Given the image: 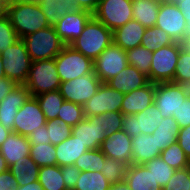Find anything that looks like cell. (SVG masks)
I'll return each instance as SVG.
<instances>
[{
	"instance_id": "6da1fadb",
	"label": "cell",
	"mask_w": 190,
	"mask_h": 190,
	"mask_svg": "<svg viewBox=\"0 0 190 190\" xmlns=\"http://www.w3.org/2000/svg\"><path fill=\"white\" fill-rule=\"evenodd\" d=\"M7 15L19 39L49 27L37 2L8 1Z\"/></svg>"
},
{
	"instance_id": "7a4b0ae2",
	"label": "cell",
	"mask_w": 190,
	"mask_h": 190,
	"mask_svg": "<svg viewBox=\"0 0 190 190\" xmlns=\"http://www.w3.org/2000/svg\"><path fill=\"white\" fill-rule=\"evenodd\" d=\"M113 43V31L92 16L69 46L93 61Z\"/></svg>"
},
{
	"instance_id": "3957f363",
	"label": "cell",
	"mask_w": 190,
	"mask_h": 190,
	"mask_svg": "<svg viewBox=\"0 0 190 190\" xmlns=\"http://www.w3.org/2000/svg\"><path fill=\"white\" fill-rule=\"evenodd\" d=\"M22 40L32 61L54 59L66 46L52 26L27 35Z\"/></svg>"
},
{
	"instance_id": "277c9868",
	"label": "cell",
	"mask_w": 190,
	"mask_h": 190,
	"mask_svg": "<svg viewBox=\"0 0 190 190\" xmlns=\"http://www.w3.org/2000/svg\"><path fill=\"white\" fill-rule=\"evenodd\" d=\"M61 81L57 73L55 59L32 61L24 86L30 96L60 89Z\"/></svg>"
},
{
	"instance_id": "5b68a950",
	"label": "cell",
	"mask_w": 190,
	"mask_h": 190,
	"mask_svg": "<svg viewBox=\"0 0 190 190\" xmlns=\"http://www.w3.org/2000/svg\"><path fill=\"white\" fill-rule=\"evenodd\" d=\"M5 77L15 81L18 85H24L31 68V57L26 44L22 39L0 53Z\"/></svg>"
},
{
	"instance_id": "8992f818",
	"label": "cell",
	"mask_w": 190,
	"mask_h": 190,
	"mask_svg": "<svg viewBox=\"0 0 190 190\" xmlns=\"http://www.w3.org/2000/svg\"><path fill=\"white\" fill-rule=\"evenodd\" d=\"M54 59L61 82H67L94 72L93 60L69 45H66Z\"/></svg>"
},
{
	"instance_id": "52a82bcc",
	"label": "cell",
	"mask_w": 190,
	"mask_h": 190,
	"mask_svg": "<svg viewBox=\"0 0 190 190\" xmlns=\"http://www.w3.org/2000/svg\"><path fill=\"white\" fill-rule=\"evenodd\" d=\"M183 43L174 42L152 52L150 67V82H173L176 66L178 63L180 49Z\"/></svg>"
},
{
	"instance_id": "ba28073f",
	"label": "cell",
	"mask_w": 190,
	"mask_h": 190,
	"mask_svg": "<svg viewBox=\"0 0 190 190\" xmlns=\"http://www.w3.org/2000/svg\"><path fill=\"white\" fill-rule=\"evenodd\" d=\"M93 16L114 31L133 19L132 0H100Z\"/></svg>"
},
{
	"instance_id": "9c48e42d",
	"label": "cell",
	"mask_w": 190,
	"mask_h": 190,
	"mask_svg": "<svg viewBox=\"0 0 190 190\" xmlns=\"http://www.w3.org/2000/svg\"><path fill=\"white\" fill-rule=\"evenodd\" d=\"M189 94V86L173 82L156 83L153 103L160 110L163 118L171 117Z\"/></svg>"
},
{
	"instance_id": "30bf717a",
	"label": "cell",
	"mask_w": 190,
	"mask_h": 190,
	"mask_svg": "<svg viewBox=\"0 0 190 190\" xmlns=\"http://www.w3.org/2000/svg\"><path fill=\"white\" fill-rule=\"evenodd\" d=\"M94 73L106 83L129 65L127 53L114 42L108 46L94 61Z\"/></svg>"
},
{
	"instance_id": "8fae6325",
	"label": "cell",
	"mask_w": 190,
	"mask_h": 190,
	"mask_svg": "<svg viewBox=\"0 0 190 190\" xmlns=\"http://www.w3.org/2000/svg\"><path fill=\"white\" fill-rule=\"evenodd\" d=\"M155 27L161 28L174 42L185 44L186 21L175 2H162Z\"/></svg>"
},
{
	"instance_id": "7c38bea8",
	"label": "cell",
	"mask_w": 190,
	"mask_h": 190,
	"mask_svg": "<svg viewBox=\"0 0 190 190\" xmlns=\"http://www.w3.org/2000/svg\"><path fill=\"white\" fill-rule=\"evenodd\" d=\"M101 80L93 72L67 82H61L59 91L65 101L84 105L99 89Z\"/></svg>"
},
{
	"instance_id": "4fadbf2b",
	"label": "cell",
	"mask_w": 190,
	"mask_h": 190,
	"mask_svg": "<svg viewBox=\"0 0 190 190\" xmlns=\"http://www.w3.org/2000/svg\"><path fill=\"white\" fill-rule=\"evenodd\" d=\"M124 93L102 83L98 91L83 105L85 117L121 111Z\"/></svg>"
},
{
	"instance_id": "5bb4252c",
	"label": "cell",
	"mask_w": 190,
	"mask_h": 190,
	"mask_svg": "<svg viewBox=\"0 0 190 190\" xmlns=\"http://www.w3.org/2000/svg\"><path fill=\"white\" fill-rule=\"evenodd\" d=\"M162 119L160 110L152 103L142 112L124 115L122 130L130 137L138 136L140 133L152 134Z\"/></svg>"
},
{
	"instance_id": "9a60e30c",
	"label": "cell",
	"mask_w": 190,
	"mask_h": 190,
	"mask_svg": "<svg viewBox=\"0 0 190 190\" xmlns=\"http://www.w3.org/2000/svg\"><path fill=\"white\" fill-rule=\"evenodd\" d=\"M46 125L45 115L35 97L30 96L18 110L13 132L28 137L35 129Z\"/></svg>"
},
{
	"instance_id": "2e32d148",
	"label": "cell",
	"mask_w": 190,
	"mask_h": 190,
	"mask_svg": "<svg viewBox=\"0 0 190 190\" xmlns=\"http://www.w3.org/2000/svg\"><path fill=\"white\" fill-rule=\"evenodd\" d=\"M71 134L76 136L89 150L99 149L101 143L107 138L103 125V113L85 117L72 127Z\"/></svg>"
},
{
	"instance_id": "e0dca14e",
	"label": "cell",
	"mask_w": 190,
	"mask_h": 190,
	"mask_svg": "<svg viewBox=\"0 0 190 190\" xmlns=\"http://www.w3.org/2000/svg\"><path fill=\"white\" fill-rule=\"evenodd\" d=\"M131 139L132 137L124 130H120L107 136L99 149L106 157L116 159L130 166L132 164Z\"/></svg>"
},
{
	"instance_id": "ac0fdd59",
	"label": "cell",
	"mask_w": 190,
	"mask_h": 190,
	"mask_svg": "<svg viewBox=\"0 0 190 190\" xmlns=\"http://www.w3.org/2000/svg\"><path fill=\"white\" fill-rule=\"evenodd\" d=\"M93 14L86 10L69 12L54 26L61 40L70 45L83 32V29Z\"/></svg>"
},
{
	"instance_id": "d6986e66",
	"label": "cell",
	"mask_w": 190,
	"mask_h": 190,
	"mask_svg": "<svg viewBox=\"0 0 190 190\" xmlns=\"http://www.w3.org/2000/svg\"><path fill=\"white\" fill-rule=\"evenodd\" d=\"M30 97L24 85H17L0 103V123L13 132L14 119L18 110Z\"/></svg>"
},
{
	"instance_id": "ffe728a7",
	"label": "cell",
	"mask_w": 190,
	"mask_h": 190,
	"mask_svg": "<svg viewBox=\"0 0 190 190\" xmlns=\"http://www.w3.org/2000/svg\"><path fill=\"white\" fill-rule=\"evenodd\" d=\"M154 94L155 83L152 82L130 93H126L121 106L122 114H137L144 111L154 102Z\"/></svg>"
},
{
	"instance_id": "44dd1931",
	"label": "cell",
	"mask_w": 190,
	"mask_h": 190,
	"mask_svg": "<svg viewBox=\"0 0 190 190\" xmlns=\"http://www.w3.org/2000/svg\"><path fill=\"white\" fill-rule=\"evenodd\" d=\"M146 74L140 72L133 66H126L117 75L106 82L107 85L121 93H130L133 90L141 88L149 83Z\"/></svg>"
},
{
	"instance_id": "7402d4cb",
	"label": "cell",
	"mask_w": 190,
	"mask_h": 190,
	"mask_svg": "<svg viewBox=\"0 0 190 190\" xmlns=\"http://www.w3.org/2000/svg\"><path fill=\"white\" fill-rule=\"evenodd\" d=\"M30 143L26 136L11 132L4 143L0 146V154L6 160L8 167L16 161L25 162L29 157Z\"/></svg>"
},
{
	"instance_id": "603a6c76",
	"label": "cell",
	"mask_w": 190,
	"mask_h": 190,
	"mask_svg": "<svg viewBox=\"0 0 190 190\" xmlns=\"http://www.w3.org/2000/svg\"><path fill=\"white\" fill-rule=\"evenodd\" d=\"M131 143L132 164H145L161 154L152 134L140 133L132 137Z\"/></svg>"
},
{
	"instance_id": "cb8c5ba5",
	"label": "cell",
	"mask_w": 190,
	"mask_h": 190,
	"mask_svg": "<svg viewBox=\"0 0 190 190\" xmlns=\"http://www.w3.org/2000/svg\"><path fill=\"white\" fill-rule=\"evenodd\" d=\"M146 28L132 19L113 31V42L127 51L141 45Z\"/></svg>"
},
{
	"instance_id": "d4e9b609",
	"label": "cell",
	"mask_w": 190,
	"mask_h": 190,
	"mask_svg": "<svg viewBox=\"0 0 190 190\" xmlns=\"http://www.w3.org/2000/svg\"><path fill=\"white\" fill-rule=\"evenodd\" d=\"M124 181L131 190H162L152 173L143 164H131Z\"/></svg>"
},
{
	"instance_id": "484cf974",
	"label": "cell",
	"mask_w": 190,
	"mask_h": 190,
	"mask_svg": "<svg viewBox=\"0 0 190 190\" xmlns=\"http://www.w3.org/2000/svg\"><path fill=\"white\" fill-rule=\"evenodd\" d=\"M57 165H74L75 161L85 152L89 151L86 145H83L76 136L71 134L63 142L55 145Z\"/></svg>"
},
{
	"instance_id": "4316f807",
	"label": "cell",
	"mask_w": 190,
	"mask_h": 190,
	"mask_svg": "<svg viewBox=\"0 0 190 190\" xmlns=\"http://www.w3.org/2000/svg\"><path fill=\"white\" fill-rule=\"evenodd\" d=\"M37 3L52 27L69 12L80 10L75 0H39Z\"/></svg>"
},
{
	"instance_id": "83f0119b",
	"label": "cell",
	"mask_w": 190,
	"mask_h": 190,
	"mask_svg": "<svg viewBox=\"0 0 190 190\" xmlns=\"http://www.w3.org/2000/svg\"><path fill=\"white\" fill-rule=\"evenodd\" d=\"M160 3L152 0H132L133 19L143 27H155Z\"/></svg>"
},
{
	"instance_id": "f1b7e54d",
	"label": "cell",
	"mask_w": 190,
	"mask_h": 190,
	"mask_svg": "<svg viewBox=\"0 0 190 190\" xmlns=\"http://www.w3.org/2000/svg\"><path fill=\"white\" fill-rule=\"evenodd\" d=\"M179 129L177 121L172 116L162 119L160 125L152 133L160 151L177 142Z\"/></svg>"
},
{
	"instance_id": "f546056e",
	"label": "cell",
	"mask_w": 190,
	"mask_h": 190,
	"mask_svg": "<svg viewBox=\"0 0 190 190\" xmlns=\"http://www.w3.org/2000/svg\"><path fill=\"white\" fill-rule=\"evenodd\" d=\"M46 121L57 119L64 97L59 90L49 91L35 96Z\"/></svg>"
},
{
	"instance_id": "4dcf8cb0",
	"label": "cell",
	"mask_w": 190,
	"mask_h": 190,
	"mask_svg": "<svg viewBox=\"0 0 190 190\" xmlns=\"http://www.w3.org/2000/svg\"><path fill=\"white\" fill-rule=\"evenodd\" d=\"M39 168L29 156L25 162L16 161L9 167V170L18 180V186H24L38 180Z\"/></svg>"
},
{
	"instance_id": "1f68e13d",
	"label": "cell",
	"mask_w": 190,
	"mask_h": 190,
	"mask_svg": "<svg viewBox=\"0 0 190 190\" xmlns=\"http://www.w3.org/2000/svg\"><path fill=\"white\" fill-rule=\"evenodd\" d=\"M38 181L44 190H66L61 167L58 165L40 167Z\"/></svg>"
},
{
	"instance_id": "d6a6232c",
	"label": "cell",
	"mask_w": 190,
	"mask_h": 190,
	"mask_svg": "<svg viewBox=\"0 0 190 190\" xmlns=\"http://www.w3.org/2000/svg\"><path fill=\"white\" fill-rule=\"evenodd\" d=\"M109 181L97 171H82L74 190H108Z\"/></svg>"
},
{
	"instance_id": "836d02e7",
	"label": "cell",
	"mask_w": 190,
	"mask_h": 190,
	"mask_svg": "<svg viewBox=\"0 0 190 190\" xmlns=\"http://www.w3.org/2000/svg\"><path fill=\"white\" fill-rule=\"evenodd\" d=\"M127 60L130 66L137 68L146 74L150 81V67L152 62V52L143 46H138L127 50Z\"/></svg>"
},
{
	"instance_id": "e575fe53",
	"label": "cell",
	"mask_w": 190,
	"mask_h": 190,
	"mask_svg": "<svg viewBox=\"0 0 190 190\" xmlns=\"http://www.w3.org/2000/svg\"><path fill=\"white\" fill-rule=\"evenodd\" d=\"M29 156L39 167L57 165L55 145L51 143L30 145Z\"/></svg>"
},
{
	"instance_id": "d590c367",
	"label": "cell",
	"mask_w": 190,
	"mask_h": 190,
	"mask_svg": "<svg viewBox=\"0 0 190 190\" xmlns=\"http://www.w3.org/2000/svg\"><path fill=\"white\" fill-rule=\"evenodd\" d=\"M173 43L174 41L161 28L150 27L146 28L144 32L141 46L147 48L151 52H154L155 50H159L160 48Z\"/></svg>"
},
{
	"instance_id": "8d00e7d4",
	"label": "cell",
	"mask_w": 190,
	"mask_h": 190,
	"mask_svg": "<svg viewBox=\"0 0 190 190\" xmlns=\"http://www.w3.org/2000/svg\"><path fill=\"white\" fill-rule=\"evenodd\" d=\"M106 156L100 149L89 150L83 153L74 163L79 171L101 172Z\"/></svg>"
},
{
	"instance_id": "74e56055",
	"label": "cell",
	"mask_w": 190,
	"mask_h": 190,
	"mask_svg": "<svg viewBox=\"0 0 190 190\" xmlns=\"http://www.w3.org/2000/svg\"><path fill=\"white\" fill-rule=\"evenodd\" d=\"M153 175L156 182L162 187H164L168 181L171 179L176 169L169 166L161 156L156 157L149 162L143 164Z\"/></svg>"
},
{
	"instance_id": "f35d334b",
	"label": "cell",
	"mask_w": 190,
	"mask_h": 190,
	"mask_svg": "<svg viewBox=\"0 0 190 190\" xmlns=\"http://www.w3.org/2000/svg\"><path fill=\"white\" fill-rule=\"evenodd\" d=\"M161 158L174 169L190 167V159L185 155L178 142L161 151Z\"/></svg>"
},
{
	"instance_id": "ab89813d",
	"label": "cell",
	"mask_w": 190,
	"mask_h": 190,
	"mask_svg": "<svg viewBox=\"0 0 190 190\" xmlns=\"http://www.w3.org/2000/svg\"><path fill=\"white\" fill-rule=\"evenodd\" d=\"M173 83L190 85V47L186 45L180 49Z\"/></svg>"
},
{
	"instance_id": "60d3db41",
	"label": "cell",
	"mask_w": 190,
	"mask_h": 190,
	"mask_svg": "<svg viewBox=\"0 0 190 190\" xmlns=\"http://www.w3.org/2000/svg\"><path fill=\"white\" fill-rule=\"evenodd\" d=\"M128 167L123 162L106 157L101 172L110 184H115L124 181Z\"/></svg>"
},
{
	"instance_id": "b9f144b4",
	"label": "cell",
	"mask_w": 190,
	"mask_h": 190,
	"mask_svg": "<svg viewBox=\"0 0 190 190\" xmlns=\"http://www.w3.org/2000/svg\"><path fill=\"white\" fill-rule=\"evenodd\" d=\"M85 118L82 105L65 101L62 103L57 116L58 120H62L71 127H74L78 122Z\"/></svg>"
},
{
	"instance_id": "7bdbcfd3",
	"label": "cell",
	"mask_w": 190,
	"mask_h": 190,
	"mask_svg": "<svg viewBox=\"0 0 190 190\" xmlns=\"http://www.w3.org/2000/svg\"><path fill=\"white\" fill-rule=\"evenodd\" d=\"M50 143L57 145L71 136L72 127L62 120L46 121Z\"/></svg>"
},
{
	"instance_id": "ee69618b",
	"label": "cell",
	"mask_w": 190,
	"mask_h": 190,
	"mask_svg": "<svg viewBox=\"0 0 190 190\" xmlns=\"http://www.w3.org/2000/svg\"><path fill=\"white\" fill-rule=\"evenodd\" d=\"M19 40L8 15L0 18V53Z\"/></svg>"
},
{
	"instance_id": "f6af8a7d",
	"label": "cell",
	"mask_w": 190,
	"mask_h": 190,
	"mask_svg": "<svg viewBox=\"0 0 190 190\" xmlns=\"http://www.w3.org/2000/svg\"><path fill=\"white\" fill-rule=\"evenodd\" d=\"M190 167L177 169L162 190H189Z\"/></svg>"
},
{
	"instance_id": "bcb514c9",
	"label": "cell",
	"mask_w": 190,
	"mask_h": 190,
	"mask_svg": "<svg viewBox=\"0 0 190 190\" xmlns=\"http://www.w3.org/2000/svg\"><path fill=\"white\" fill-rule=\"evenodd\" d=\"M123 117L121 111L103 113V125L107 136L122 130Z\"/></svg>"
},
{
	"instance_id": "7dc6e473",
	"label": "cell",
	"mask_w": 190,
	"mask_h": 190,
	"mask_svg": "<svg viewBox=\"0 0 190 190\" xmlns=\"http://www.w3.org/2000/svg\"><path fill=\"white\" fill-rule=\"evenodd\" d=\"M172 117L177 121L179 128H184L190 125V94L181 102L180 107Z\"/></svg>"
},
{
	"instance_id": "c3c4849f",
	"label": "cell",
	"mask_w": 190,
	"mask_h": 190,
	"mask_svg": "<svg viewBox=\"0 0 190 190\" xmlns=\"http://www.w3.org/2000/svg\"><path fill=\"white\" fill-rule=\"evenodd\" d=\"M61 172L63 175V181L66 186V190H74L77 180L80 177L81 171H79L74 165L62 166Z\"/></svg>"
},
{
	"instance_id": "681fc988",
	"label": "cell",
	"mask_w": 190,
	"mask_h": 190,
	"mask_svg": "<svg viewBox=\"0 0 190 190\" xmlns=\"http://www.w3.org/2000/svg\"><path fill=\"white\" fill-rule=\"evenodd\" d=\"M29 143L30 145H38L40 143H50V138L48 135L47 127L46 125H43L41 127H38V129H35L29 136Z\"/></svg>"
},
{
	"instance_id": "f907efd6",
	"label": "cell",
	"mask_w": 190,
	"mask_h": 190,
	"mask_svg": "<svg viewBox=\"0 0 190 190\" xmlns=\"http://www.w3.org/2000/svg\"><path fill=\"white\" fill-rule=\"evenodd\" d=\"M17 187L18 180L9 169L0 173V190H17Z\"/></svg>"
},
{
	"instance_id": "816d5d0a",
	"label": "cell",
	"mask_w": 190,
	"mask_h": 190,
	"mask_svg": "<svg viewBox=\"0 0 190 190\" xmlns=\"http://www.w3.org/2000/svg\"><path fill=\"white\" fill-rule=\"evenodd\" d=\"M177 142L185 155L190 159V125L179 129Z\"/></svg>"
},
{
	"instance_id": "f5cc1de1",
	"label": "cell",
	"mask_w": 190,
	"mask_h": 190,
	"mask_svg": "<svg viewBox=\"0 0 190 190\" xmlns=\"http://www.w3.org/2000/svg\"><path fill=\"white\" fill-rule=\"evenodd\" d=\"M18 84L7 78L3 77L0 79V103L5 98L7 94H9L14 88H16Z\"/></svg>"
},
{
	"instance_id": "db71d44e",
	"label": "cell",
	"mask_w": 190,
	"mask_h": 190,
	"mask_svg": "<svg viewBox=\"0 0 190 190\" xmlns=\"http://www.w3.org/2000/svg\"><path fill=\"white\" fill-rule=\"evenodd\" d=\"M99 1L100 0H75L79 9L89 11L92 14L98 8Z\"/></svg>"
},
{
	"instance_id": "11a10c76",
	"label": "cell",
	"mask_w": 190,
	"mask_h": 190,
	"mask_svg": "<svg viewBox=\"0 0 190 190\" xmlns=\"http://www.w3.org/2000/svg\"><path fill=\"white\" fill-rule=\"evenodd\" d=\"M175 4L183 13L186 22H190V0H176Z\"/></svg>"
},
{
	"instance_id": "9f6ffc18",
	"label": "cell",
	"mask_w": 190,
	"mask_h": 190,
	"mask_svg": "<svg viewBox=\"0 0 190 190\" xmlns=\"http://www.w3.org/2000/svg\"><path fill=\"white\" fill-rule=\"evenodd\" d=\"M17 190H44V189L37 180L24 186H18Z\"/></svg>"
},
{
	"instance_id": "6f0895ef",
	"label": "cell",
	"mask_w": 190,
	"mask_h": 190,
	"mask_svg": "<svg viewBox=\"0 0 190 190\" xmlns=\"http://www.w3.org/2000/svg\"><path fill=\"white\" fill-rule=\"evenodd\" d=\"M108 190H131L125 181L111 184Z\"/></svg>"
},
{
	"instance_id": "680465c9",
	"label": "cell",
	"mask_w": 190,
	"mask_h": 190,
	"mask_svg": "<svg viewBox=\"0 0 190 190\" xmlns=\"http://www.w3.org/2000/svg\"><path fill=\"white\" fill-rule=\"evenodd\" d=\"M11 132V130H8L0 123V146L4 143Z\"/></svg>"
},
{
	"instance_id": "91938a15",
	"label": "cell",
	"mask_w": 190,
	"mask_h": 190,
	"mask_svg": "<svg viewBox=\"0 0 190 190\" xmlns=\"http://www.w3.org/2000/svg\"><path fill=\"white\" fill-rule=\"evenodd\" d=\"M8 0H0V18L7 15Z\"/></svg>"
},
{
	"instance_id": "94428289",
	"label": "cell",
	"mask_w": 190,
	"mask_h": 190,
	"mask_svg": "<svg viewBox=\"0 0 190 190\" xmlns=\"http://www.w3.org/2000/svg\"><path fill=\"white\" fill-rule=\"evenodd\" d=\"M184 45L190 47V22H186V41Z\"/></svg>"
},
{
	"instance_id": "6125c7cd",
	"label": "cell",
	"mask_w": 190,
	"mask_h": 190,
	"mask_svg": "<svg viewBox=\"0 0 190 190\" xmlns=\"http://www.w3.org/2000/svg\"><path fill=\"white\" fill-rule=\"evenodd\" d=\"M9 167L6 163V160L3 158V156L0 154V173L1 172H5L6 170H8Z\"/></svg>"
},
{
	"instance_id": "be15d7a7",
	"label": "cell",
	"mask_w": 190,
	"mask_h": 190,
	"mask_svg": "<svg viewBox=\"0 0 190 190\" xmlns=\"http://www.w3.org/2000/svg\"><path fill=\"white\" fill-rule=\"evenodd\" d=\"M5 77V71H4V68H3V63H2V60H1V56H0V79Z\"/></svg>"
},
{
	"instance_id": "e7e4bbea",
	"label": "cell",
	"mask_w": 190,
	"mask_h": 190,
	"mask_svg": "<svg viewBox=\"0 0 190 190\" xmlns=\"http://www.w3.org/2000/svg\"><path fill=\"white\" fill-rule=\"evenodd\" d=\"M8 1L38 2L39 0H8Z\"/></svg>"
},
{
	"instance_id": "03108f58",
	"label": "cell",
	"mask_w": 190,
	"mask_h": 190,
	"mask_svg": "<svg viewBox=\"0 0 190 190\" xmlns=\"http://www.w3.org/2000/svg\"><path fill=\"white\" fill-rule=\"evenodd\" d=\"M152 1H156V2H159V3L166 2V0H152Z\"/></svg>"
},
{
	"instance_id": "003e7915",
	"label": "cell",
	"mask_w": 190,
	"mask_h": 190,
	"mask_svg": "<svg viewBox=\"0 0 190 190\" xmlns=\"http://www.w3.org/2000/svg\"><path fill=\"white\" fill-rule=\"evenodd\" d=\"M166 1H169V2H175L176 0H166Z\"/></svg>"
}]
</instances>
